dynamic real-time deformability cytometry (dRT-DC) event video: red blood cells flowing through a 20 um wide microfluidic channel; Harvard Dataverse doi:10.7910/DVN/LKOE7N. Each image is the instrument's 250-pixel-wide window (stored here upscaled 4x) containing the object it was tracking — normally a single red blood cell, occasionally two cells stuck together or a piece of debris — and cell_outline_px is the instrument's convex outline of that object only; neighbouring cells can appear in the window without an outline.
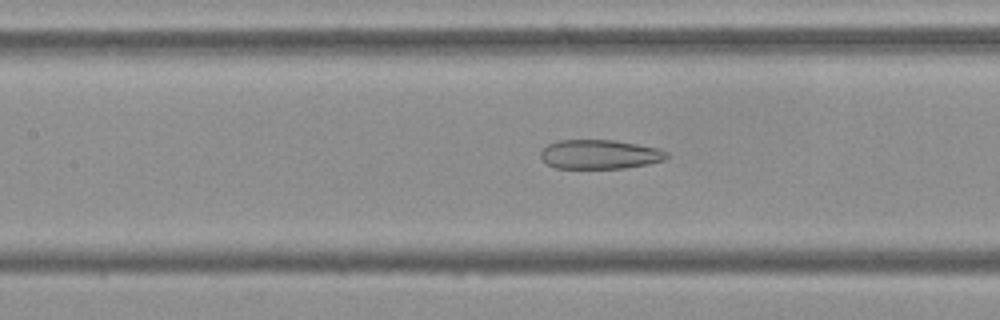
{"species": "Egyptian fruit bat (a non-hibernating species)", "species_latin": "Rousettus aegyptiacus", "temperature_condition": "cold", "stored_images_in_passage": 52, "camera_frame_rate_fps": 3000, "um_per_image_px": 0.085, "frame": {"image": 1, "passage_image": 22, "time_ms": 7.0, "image_size_px": [1000, 320], "cell_outline_px": [[668, 156], [664, 160], [648, 164], [624, 168], [556, 168], [548, 164], [540, 156], [540, 152], [548, 144], [556, 140], [616, 140], [660, 148], [668, 152]], "centroid_in_image_um": [51.0, 13.11], "position_along_channel_um": 156.4, "area_um2": 21.56}}
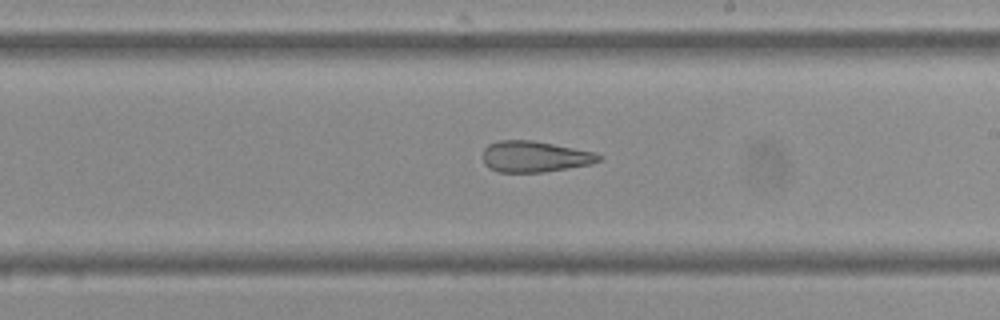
{"frame": {"image": 2, "passage_image": 29, "time_ms": 9.333, "image_size_px": [1000, 320], "cell_outline_px": [[604, 156], [600, 160], [592, 164], [544, 172], [496, 172], [488, 168], [484, 164], [480, 156], [484, 148], [488, 144], [500, 140], [532, 140], [596, 152]], "centroid_in_image_um": [45.42, 13.31], "position_along_channel_um": 243.6, "area_um2": 21.39}}
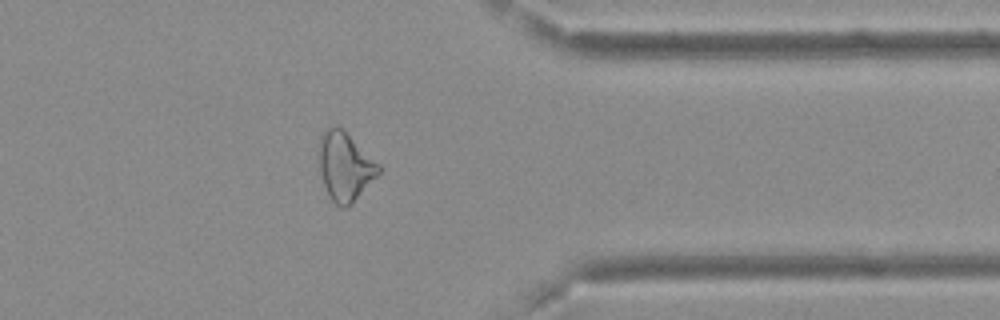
{"frame": {"image": 3, "passage_image": 41, "time_ms": 13.333, "image_size_px": [1000, 320], "cell_outline_px": [[380, 172], [352, 204], [348, 208], [340, 208], [328, 196], [320, 172], [316, 156], [316, 152], [320, 136], [324, 128], [332, 124], [340, 128], [380, 164]], "centroid_in_image_um": [29.26, 14.14], "position_along_channel_um": 382.1, "area_um2": 24.16}, "authors_computed_cell_mechanics": {"area_um2": 25.3453, "velocity_mm_per_s": 3.7457, "shape_relaxation_time_tau1_ms": null, "shape_relaxation_time_tau2_ms": 3.0727, "deformation_change_tau1": null, "deformation_change_tau2": 0.1347}}